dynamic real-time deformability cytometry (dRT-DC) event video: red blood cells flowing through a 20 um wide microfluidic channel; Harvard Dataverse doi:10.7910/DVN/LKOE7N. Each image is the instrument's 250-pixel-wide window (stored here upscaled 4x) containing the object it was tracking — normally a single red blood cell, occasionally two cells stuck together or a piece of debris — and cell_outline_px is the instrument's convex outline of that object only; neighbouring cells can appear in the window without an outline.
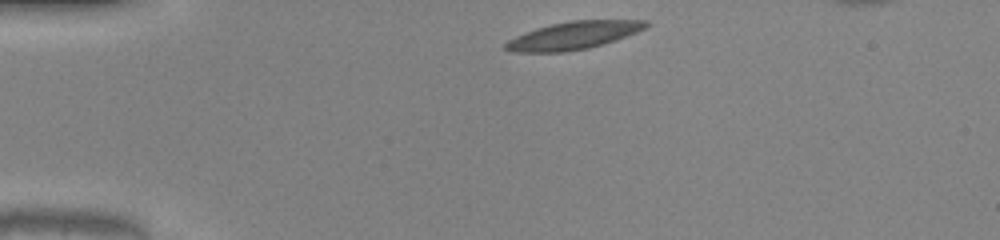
{"species": "common noctule bat (a hibernating species)", "species_latin": "Nyctalus noctula", "temperature_condition": "warm", "stored_images_in_passage": 34, "camera_frame_rate_fps": 3000, "um_per_image_px": 0.085, "animal": {"sex": "male", "body_mass_g": 20.0, "forearm_length_mm": 53.3}, "frame": {"image": 1, "passage_image": 1, "time_ms": 0.0, "image_size_px": [1000, 240], "cell_outline_px": [[652, 24], [636, 32], [616, 40], [588, 48], [564, 52], [512, 52], [504, 48], [504, 44], [508, 40], [516, 36], [536, 28], [552, 24], [572, 20], [648, 20]], "centroid_in_image_um": [48.75, 3.01], "position_along_channel_um": 36.2, "area_um2": 22.6}}
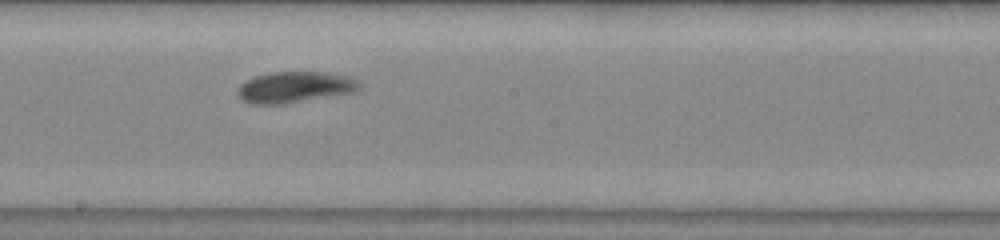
{"frame": {"image": 2, "passage_image": 19, "time_ms": 6.0, "image_size_px": [1000, 240], "cell_outline_px": [[360, 88], [352, 92], [280, 104], [252, 104], [240, 100], [236, 96], [236, 92], [240, 84], [244, 80], [256, 76], [272, 72], [328, 72], [348, 76], [360, 80]], "centroid_in_image_um": [25.0, 7.4], "position_along_channel_um": 223.2, "area_um2": 22.08}}
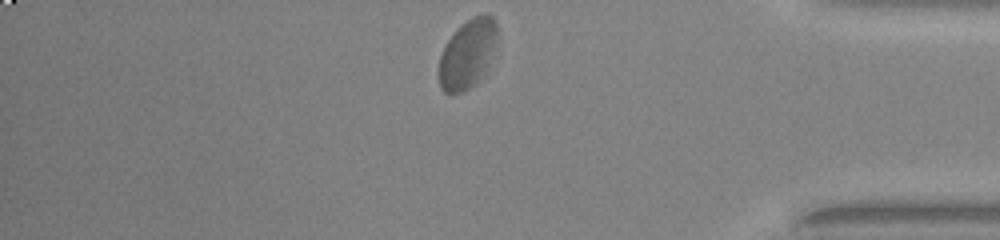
{"frame": {"image": 3, "passage_image": 34, "time_ms": 11.0, "image_size_px": [1000, 240], "cell_outline_px": [[496, 40], [484, 76], [476, 84], [464, 92], [452, 96], [444, 92], [440, 88], [440, 56], [448, 40], [456, 28], [472, 16], [484, 12], [488, 12], [492, 16], [496, 24]], "centroid_in_image_um": [39.74, 4.6], "position_along_channel_um": 395.5, "area_um2": 23.64}, "authors_computed_cell_mechanics": {"area_um2": 22.6287, "velocity_mm_per_s": 3.9347, "shape_relaxation_time_tau1_ms": 6.9902, "shape_relaxation_time_tau2_ms": null, "deformation_change_tau1": 0.2103, "deformation_change_tau2": null}}